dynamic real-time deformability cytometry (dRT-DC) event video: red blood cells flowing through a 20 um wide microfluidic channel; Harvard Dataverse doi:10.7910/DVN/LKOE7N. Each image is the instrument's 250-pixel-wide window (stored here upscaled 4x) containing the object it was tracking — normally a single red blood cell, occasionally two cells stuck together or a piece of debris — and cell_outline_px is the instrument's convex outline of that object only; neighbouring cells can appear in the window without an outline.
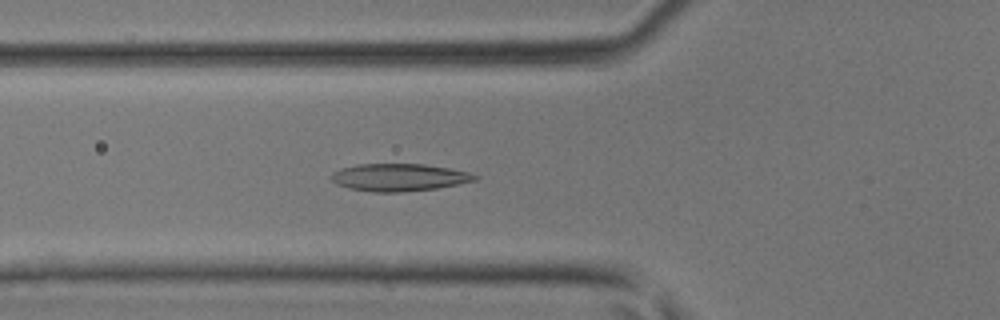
{"species": "common noctule bat (a hibernating species)", "species_latin": "Nyctalus noctula", "temperature_condition": "room temperature", "stored_images_in_passage": 45, "camera_frame_rate_fps": 3000, "um_per_image_px": 0.085, "animal": {"sex": "male", "body_mass_g": 17.9, "forearm_length_mm": 54.2}, "frame": {"image": 1, "passage_image": 17, "time_ms": 5.333, "image_size_px": [1000, 320], "cell_outline_px": [[480, 176], [476, 180], [436, 188], [400, 192], [372, 192], [348, 188], [336, 184], [328, 176], [332, 172], [340, 168], [360, 164], [424, 164], [448, 168], [468, 172]], "centroid_in_image_um": [33.86, 15.07], "position_along_channel_um": 91.9, "area_um2": 22.95}}
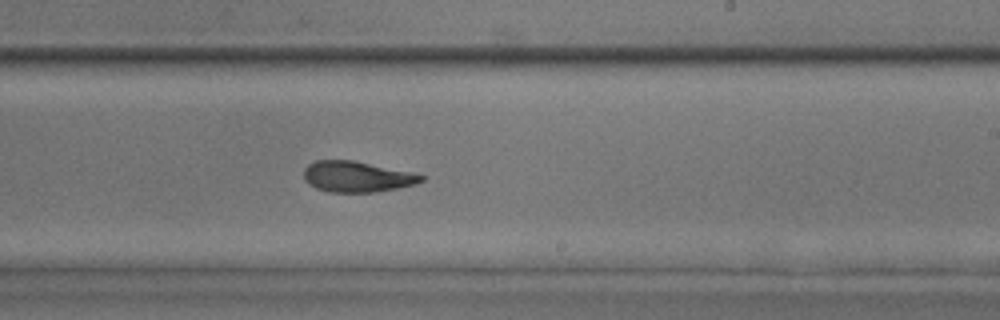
{"frame": {"image": 2, "passage_image": 28, "time_ms": 9.0, "image_size_px": [1000, 320], "cell_outline_px": [[424, 180], [416, 184], [376, 192], [328, 192], [316, 188], [308, 184], [304, 180], [304, 168], [308, 164], [316, 160], [352, 160], [408, 172], [424, 176]], "centroid_in_image_um": [30.27, 15.02], "position_along_channel_um": 258.7, "area_um2": 20.87}}
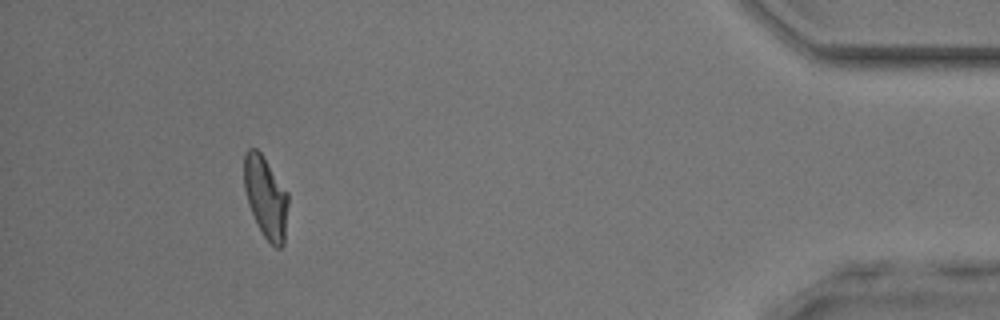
{"frame": {"image": 3, "passage_image": 42, "time_ms": 13.667, "image_size_px": [1000, 320], "cell_outline_px": [[288, 204], [284, 244], [280, 248], [276, 248], [264, 236], [248, 204], [244, 188], [244, 152], [248, 148], [256, 148], [260, 152], [288, 192]], "centroid_in_image_um": [22.59, 16.74], "position_along_channel_um": 412.6, "area_um2": 20.81}}